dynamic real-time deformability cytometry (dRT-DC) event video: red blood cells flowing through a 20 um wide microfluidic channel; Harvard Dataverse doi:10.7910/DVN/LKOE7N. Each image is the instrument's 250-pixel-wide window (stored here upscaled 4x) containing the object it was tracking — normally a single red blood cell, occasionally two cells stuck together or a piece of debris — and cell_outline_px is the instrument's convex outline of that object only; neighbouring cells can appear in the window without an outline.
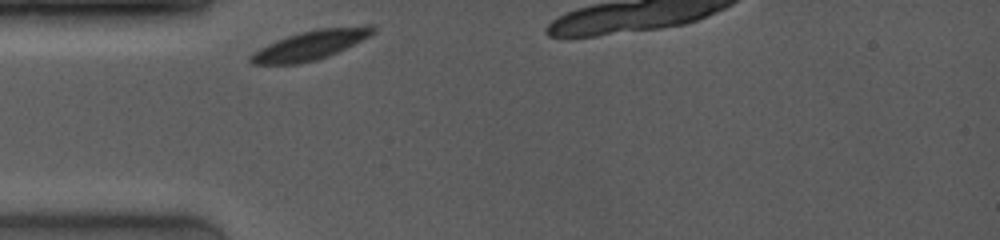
{"species": "common noctule bat (a hibernating species)", "species_latin": "Nyctalus noctula", "temperature_condition": "room temperature", "stored_images_in_passage": 8, "camera_frame_rate_fps": 4000, "um_per_image_px": 0.085, "animal": {"sex": "female", "body_mass_g": 19.0, "forearm_length_mm": 53.3}, "frame": {"image": 1, "passage_image": 1, "time_ms": 0.0, "image_size_px": [1000, 240], "cell_outline_px": [[376, 32], [372, 36], [328, 56], [316, 60], [296, 64], [252, 64], [248, 60], [248, 56], [252, 52], [276, 40], [300, 32], [320, 28], [368, 24], [372, 24], [376, 28]], "centroid_in_image_um": [26.44, 3.81], "position_along_channel_um": 58.6, "area_um2": 21.15}}